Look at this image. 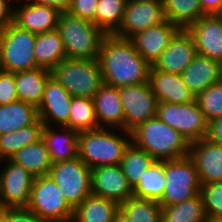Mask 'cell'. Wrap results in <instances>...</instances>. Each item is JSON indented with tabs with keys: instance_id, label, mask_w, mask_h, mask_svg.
Listing matches in <instances>:
<instances>
[{
	"instance_id": "36",
	"label": "cell",
	"mask_w": 222,
	"mask_h": 222,
	"mask_svg": "<svg viewBox=\"0 0 222 222\" xmlns=\"http://www.w3.org/2000/svg\"><path fill=\"white\" fill-rule=\"evenodd\" d=\"M154 159L146 151L137 148L132 142L125 149L120 161L122 172L132 188L151 165Z\"/></svg>"
},
{
	"instance_id": "28",
	"label": "cell",
	"mask_w": 222,
	"mask_h": 222,
	"mask_svg": "<svg viewBox=\"0 0 222 222\" xmlns=\"http://www.w3.org/2000/svg\"><path fill=\"white\" fill-rule=\"evenodd\" d=\"M34 55L37 65L48 70L66 58L63 40L57 29L36 34Z\"/></svg>"
},
{
	"instance_id": "25",
	"label": "cell",
	"mask_w": 222,
	"mask_h": 222,
	"mask_svg": "<svg viewBox=\"0 0 222 222\" xmlns=\"http://www.w3.org/2000/svg\"><path fill=\"white\" fill-rule=\"evenodd\" d=\"M51 76V70L35 68L15 73V87L18 100L39 107L45 84Z\"/></svg>"
},
{
	"instance_id": "2",
	"label": "cell",
	"mask_w": 222,
	"mask_h": 222,
	"mask_svg": "<svg viewBox=\"0 0 222 222\" xmlns=\"http://www.w3.org/2000/svg\"><path fill=\"white\" fill-rule=\"evenodd\" d=\"M131 142L154 160L169 161L189 156L190 143L157 116L131 131Z\"/></svg>"
},
{
	"instance_id": "44",
	"label": "cell",
	"mask_w": 222,
	"mask_h": 222,
	"mask_svg": "<svg viewBox=\"0 0 222 222\" xmlns=\"http://www.w3.org/2000/svg\"><path fill=\"white\" fill-rule=\"evenodd\" d=\"M9 0H0V28L3 29L13 22L14 8Z\"/></svg>"
},
{
	"instance_id": "31",
	"label": "cell",
	"mask_w": 222,
	"mask_h": 222,
	"mask_svg": "<svg viewBox=\"0 0 222 222\" xmlns=\"http://www.w3.org/2000/svg\"><path fill=\"white\" fill-rule=\"evenodd\" d=\"M165 188L164 161L154 160L133 187L135 197L159 201Z\"/></svg>"
},
{
	"instance_id": "22",
	"label": "cell",
	"mask_w": 222,
	"mask_h": 222,
	"mask_svg": "<svg viewBox=\"0 0 222 222\" xmlns=\"http://www.w3.org/2000/svg\"><path fill=\"white\" fill-rule=\"evenodd\" d=\"M99 128L125 130V118L119 90L115 86L103 84L93 97ZM121 128V129H120Z\"/></svg>"
},
{
	"instance_id": "26",
	"label": "cell",
	"mask_w": 222,
	"mask_h": 222,
	"mask_svg": "<svg viewBox=\"0 0 222 222\" xmlns=\"http://www.w3.org/2000/svg\"><path fill=\"white\" fill-rule=\"evenodd\" d=\"M119 210L115 201L91 194L74 209L72 222H114Z\"/></svg>"
},
{
	"instance_id": "20",
	"label": "cell",
	"mask_w": 222,
	"mask_h": 222,
	"mask_svg": "<svg viewBox=\"0 0 222 222\" xmlns=\"http://www.w3.org/2000/svg\"><path fill=\"white\" fill-rule=\"evenodd\" d=\"M189 157L193 160L201 184L222 182V146L207 138L190 143Z\"/></svg>"
},
{
	"instance_id": "43",
	"label": "cell",
	"mask_w": 222,
	"mask_h": 222,
	"mask_svg": "<svg viewBox=\"0 0 222 222\" xmlns=\"http://www.w3.org/2000/svg\"><path fill=\"white\" fill-rule=\"evenodd\" d=\"M206 138L209 141L222 146V117L209 122Z\"/></svg>"
},
{
	"instance_id": "19",
	"label": "cell",
	"mask_w": 222,
	"mask_h": 222,
	"mask_svg": "<svg viewBox=\"0 0 222 222\" xmlns=\"http://www.w3.org/2000/svg\"><path fill=\"white\" fill-rule=\"evenodd\" d=\"M179 30L177 25L166 20L162 24L134 34L130 40L138 54L152 66Z\"/></svg>"
},
{
	"instance_id": "37",
	"label": "cell",
	"mask_w": 222,
	"mask_h": 222,
	"mask_svg": "<svg viewBox=\"0 0 222 222\" xmlns=\"http://www.w3.org/2000/svg\"><path fill=\"white\" fill-rule=\"evenodd\" d=\"M127 0H98L96 8V26L106 34H113L124 16Z\"/></svg>"
},
{
	"instance_id": "6",
	"label": "cell",
	"mask_w": 222,
	"mask_h": 222,
	"mask_svg": "<svg viewBox=\"0 0 222 222\" xmlns=\"http://www.w3.org/2000/svg\"><path fill=\"white\" fill-rule=\"evenodd\" d=\"M165 188L158 201L161 207L181 203L200 193L201 183L193 160L187 156L164 161Z\"/></svg>"
},
{
	"instance_id": "51",
	"label": "cell",
	"mask_w": 222,
	"mask_h": 222,
	"mask_svg": "<svg viewBox=\"0 0 222 222\" xmlns=\"http://www.w3.org/2000/svg\"><path fill=\"white\" fill-rule=\"evenodd\" d=\"M218 15L222 18V9H221L220 12L218 13Z\"/></svg>"
},
{
	"instance_id": "47",
	"label": "cell",
	"mask_w": 222,
	"mask_h": 222,
	"mask_svg": "<svg viewBox=\"0 0 222 222\" xmlns=\"http://www.w3.org/2000/svg\"><path fill=\"white\" fill-rule=\"evenodd\" d=\"M114 222H131L125 214H123L120 210L116 213V217Z\"/></svg>"
},
{
	"instance_id": "14",
	"label": "cell",
	"mask_w": 222,
	"mask_h": 222,
	"mask_svg": "<svg viewBox=\"0 0 222 222\" xmlns=\"http://www.w3.org/2000/svg\"><path fill=\"white\" fill-rule=\"evenodd\" d=\"M92 195L107 198L119 205L134 196L133 188L120 165H103L91 169Z\"/></svg>"
},
{
	"instance_id": "34",
	"label": "cell",
	"mask_w": 222,
	"mask_h": 222,
	"mask_svg": "<svg viewBox=\"0 0 222 222\" xmlns=\"http://www.w3.org/2000/svg\"><path fill=\"white\" fill-rule=\"evenodd\" d=\"M68 128L78 133L99 128L93 99L85 97L72 98Z\"/></svg>"
},
{
	"instance_id": "27",
	"label": "cell",
	"mask_w": 222,
	"mask_h": 222,
	"mask_svg": "<svg viewBox=\"0 0 222 222\" xmlns=\"http://www.w3.org/2000/svg\"><path fill=\"white\" fill-rule=\"evenodd\" d=\"M38 119V109L30 103L17 100L0 105V135L27 127Z\"/></svg>"
},
{
	"instance_id": "32",
	"label": "cell",
	"mask_w": 222,
	"mask_h": 222,
	"mask_svg": "<svg viewBox=\"0 0 222 222\" xmlns=\"http://www.w3.org/2000/svg\"><path fill=\"white\" fill-rule=\"evenodd\" d=\"M200 193L175 205L162 207V222H207Z\"/></svg>"
},
{
	"instance_id": "49",
	"label": "cell",
	"mask_w": 222,
	"mask_h": 222,
	"mask_svg": "<svg viewBox=\"0 0 222 222\" xmlns=\"http://www.w3.org/2000/svg\"><path fill=\"white\" fill-rule=\"evenodd\" d=\"M207 222H222V217H220V218H208Z\"/></svg>"
},
{
	"instance_id": "35",
	"label": "cell",
	"mask_w": 222,
	"mask_h": 222,
	"mask_svg": "<svg viewBox=\"0 0 222 222\" xmlns=\"http://www.w3.org/2000/svg\"><path fill=\"white\" fill-rule=\"evenodd\" d=\"M120 211L131 222H162V207L154 200L132 196L120 204Z\"/></svg>"
},
{
	"instance_id": "4",
	"label": "cell",
	"mask_w": 222,
	"mask_h": 222,
	"mask_svg": "<svg viewBox=\"0 0 222 222\" xmlns=\"http://www.w3.org/2000/svg\"><path fill=\"white\" fill-rule=\"evenodd\" d=\"M121 137L107 128L78 133V157L91 169L103 165H120L125 149L131 143V132ZM128 139V140H127Z\"/></svg>"
},
{
	"instance_id": "13",
	"label": "cell",
	"mask_w": 222,
	"mask_h": 222,
	"mask_svg": "<svg viewBox=\"0 0 222 222\" xmlns=\"http://www.w3.org/2000/svg\"><path fill=\"white\" fill-rule=\"evenodd\" d=\"M0 173V209L27 207L34 176L10 158Z\"/></svg>"
},
{
	"instance_id": "42",
	"label": "cell",
	"mask_w": 222,
	"mask_h": 222,
	"mask_svg": "<svg viewBox=\"0 0 222 222\" xmlns=\"http://www.w3.org/2000/svg\"><path fill=\"white\" fill-rule=\"evenodd\" d=\"M8 222H46L27 207L8 208Z\"/></svg>"
},
{
	"instance_id": "8",
	"label": "cell",
	"mask_w": 222,
	"mask_h": 222,
	"mask_svg": "<svg viewBox=\"0 0 222 222\" xmlns=\"http://www.w3.org/2000/svg\"><path fill=\"white\" fill-rule=\"evenodd\" d=\"M27 208L46 222H72L74 215L50 175L34 178Z\"/></svg>"
},
{
	"instance_id": "40",
	"label": "cell",
	"mask_w": 222,
	"mask_h": 222,
	"mask_svg": "<svg viewBox=\"0 0 222 222\" xmlns=\"http://www.w3.org/2000/svg\"><path fill=\"white\" fill-rule=\"evenodd\" d=\"M98 0H71L67 12L71 15L91 21L96 25Z\"/></svg>"
},
{
	"instance_id": "39",
	"label": "cell",
	"mask_w": 222,
	"mask_h": 222,
	"mask_svg": "<svg viewBox=\"0 0 222 222\" xmlns=\"http://www.w3.org/2000/svg\"><path fill=\"white\" fill-rule=\"evenodd\" d=\"M200 195L207 218L222 217V182L201 184Z\"/></svg>"
},
{
	"instance_id": "18",
	"label": "cell",
	"mask_w": 222,
	"mask_h": 222,
	"mask_svg": "<svg viewBox=\"0 0 222 222\" xmlns=\"http://www.w3.org/2000/svg\"><path fill=\"white\" fill-rule=\"evenodd\" d=\"M14 8L13 23L19 28L34 34H41L57 29L60 11L52 6L32 1Z\"/></svg>"
},
{
	"instance_id": "12",
	"label": "cell",
	"mask_w": 222,
	"mask_h": 222,
	"mask_svg": "<svg viewBox=\"0 0 222 222\" xmlns=\"http://www.w3.org/2000/svg\"><path fill=\"white\" fill-rule=\"evenodd\" d=\"M165 21L163 0H127L120 27L113 34L130 39L134 34Z\"/></svg>"
},
{
	"instance_id": "41",
	"label": "cell",
	"mask_w": 222,
	"mask_h": 222,
	"mask_svg": "<svg viewBox=\"0 0 222 222\" xmlns=\"http://www.w3.org/2000/svg\"><path fill=\"white\" fill-rule=\"evenodd\" d=\"M15 73L0 69V105L17 101Z\"/></svg>"
},
{
	"instance_id": "52",
	"label": "cell",
	"mask_w": 222,
	"mask_h": 222,
	"mask_svg": "<svg viewBox=\"0 0 222 222\" xmlns=\"http://www.w3.org/2000/svg\"><path fill=\"white\" fill-rule=\"evenodd\" d=\"M221 80H222V64H221Z\"/></svg>"
},
{
	"instance_id": "24",
	"label": "cell",
	"mask_w": 222,
	"mask_h": 222,
	"mask_svg": "<svg viewBox=\"0 0 222 222\" xmlns=\"http://www.w3.org/2000/svg\"><path fill=\"white\" fill-rule=\"evenodd\" d=\"M60 128H63V133L57 132L50 125H44L42 129V139L52 164L78 157V132L66 126Z\"/></svg>"
},
{
	"instance_id": "10",
	"label": "cell",
	"mask_w": 222,
	"mask_h": 222,
	"mask_svg": "<svg viewBox=\"0 0 222 222\" xmlns=\"http://www.w3.org/2000/svg\"><path fill=\"white\" fill-rule=\"evenodd\" d=\"M156 116L180 132L189 143L207 137L209 122L196 100L185 104L158 103Z\"/></svg>"
},
{
	"instance_id": "3",
	"label": "cell",
	"mask_w": 222,
	"mask_h": 222,
	"mask_svg": "<svg viewBox=\"0 0 222 222\" xmlns=\"http://www.w3.org/2000/svg\"><path fill=\"white\" fill-rule=\"evenodd\" d=\"M57 30L69 59H98L102 42L107 35L89 20L61 12Z\"/></svg>"
},
{
	"instance_id": "9",
	"label": "cell",
	"mask_w": 222,
	"mask_h": 222,
	"mask_svg": "<svg viewBox=\"0 0 222 222\" xmlns=\"http://www.w3.org/2000/svg\"><path fill=\"white\" fill-rule=\"evenodd\" d=\"M49 175L73 209L92 194L91 168L79 157L53 163Z\"/></svg>"
},
{
	"instance_id": "30",
	"label": "cell",
	"mask_w": 222,
	"mask_h": 222,
	"mask_svg": "<svg viewBox=\"0 0 222 222\" xmlns=\"http://www.w3.org/2000/svg\"><path fill=\"white\" fill-rule=\"evenodd\" d=\"M44 124L38 119L22 129L0 135V161L10 158L18 150L42 138Z\"/></svg>"
},
{
	"instance_id": "29",
	"label": "cell",
	"mask_w": 222,
	"mask_h": 222,
	"mask_svg": "<svg viewBox=\"0 0 222 222\" xmlns=\"http://www.w3.org/2000/svg\"><path fill=\"white\" fill-rule=\"evenodd\" d=\"M10 159L16 164L21 165L35 178L49 175L52 166L49 152L42 138L33 144L24 146L13 154Z\"/></svg>"
},
{
	"instance_id": "23",
	"label": "cell",
	"mask_w": 222,
	"mask_h": 222,
	"mask_svg": "<svg viewBox=\"0 0 222 222\" xmlns=\"http://www.w3.org/2000/svg\"><path fill=\"white\" fill-rule=\"evenodd\" d=\"M187 87L195 96L221 80V64L197 54L181 73Z\"/></svg>"
},
{
	"instance_id": "38",
	"label": "cell",
	"mask_w": 222,
	"mask_h": 222,
	"mask_svg": "<svg viewBox=\"0 0 222 222\" xmlns=\"http://www.w3.org/2000/svg\"><path fill=\"white\" fill-rule=\"evenodd\" d=\"M199 109L208 122L222 117V80L209 86L196 96Z\"/></svg>"
},
{
	"instance_id": "21",
	"label": "cell",
	"mask_w": 222,
	"mask_h": 222,
	"mask_svg": "<svg viewBox=\"0 0 222 222\" xmlns=\"http://www.w3.org/2000/svg\"><path fill=\"white\" fill-rule=\"evenodd\" d=\"M149 84L158 103L185 104L196 100L181 75L157 71L151 66Z\"/></svg>"
},
{
	"instance_id": "1",
	"label": "cell",
	"mask_w": 222,
	"mask_h": 222,
	"mask_svg": "<svg viewBox=\"0 0 222 222\" xmlns=\"http://www.w3.org/2000/svg\"><path fill=\"white\" fill-rule=\"evenodd\" d=\"M97 60L104 84L118 88L149 82L151 65L138 54L128 38L107 34Z\"/></svg>"
},
{
	"instance_id": "7",
	"label": "cell",
	"mask_w": 222,
	"mask_h": 222,
	"mask_svg": "<svg viewBox=\"0 0 222 222\" xmlns=\"http://www.w3.org/2000/svg\"><path fill=\"white\" fill-rule=\"evenodd\" d=\"M36 34L13 22L3 28L0 69L12 73L38 68L34 55Z\"/></svg>"
},
{
	"instance_id": "48",
	"label": "cell",
	"mask_w": 222,
	"mask_h": 222,
	"mask_svg": "<svg viewBox=\"0 0 222 222\" xmlns=\"http://www.w3.org/2000/svg\"><path fill=\"white\" fill-rule=\"evenodd\" d=\"M0 222H8V208L0 209Z\"/></svg>"
},
{
	"instance_id": "33",
	"label": "cell",
	"mask_w": 222,
	"mask_h": 222,
	"mask_svg": "<svg viewBox=\"0 0 222 222\" xmlns=\"http://www.w3.org/2000/svg\"><path fill=\"white\" fill-rule=\"evenodd\" d=\"M166 20L186 29L203 15L200 0H163Z\"/></svg>"
},
{
	"instance_id": "16",
	"label": "cell",
	"mask_w": 222,
	"mask_h": 222,
	"mask_svg": "<svg viewBox=\"0 0 222 222\" xmlns=\"http://www.w3.org/2000/svg\"><path fill=\"white\" fill-rule=\"evenodd\" d=\"M196 55L192 36L186 29H180L152 67L157 71L181 75Z\"/></svg>"
},
{
	"instance_id": "45",
	"label": "cell",
	"mask_w": 222,
	"mask_h": 222,
	"mask_svg": "<svg viewBox=\"0 0 222 222\" xmlns=\"http://www.w3.org/2000/svg\"><path fill=\"white\" fill-rule=\"evenodd\" d=\"M205 15L218 14L222 9V0H200Z\"/></svg>"
},
{
	"instance_id": "50",
	"label": "cell",
	"mask_w": 222,
	"mask_h": 222,
	"mask_svg": "<svg viewBox=\"0 0 222 222\" xmlns=\"http://www.w3.org/2000/svg\"><path fill=\"white\" fill-rule=\"evenodd\" d=\"M3 29L0 28V61H1V38Z\"/></svg>"
},
{
	"instance_id": "11",
	"label": "cell",
	"mask_w": 222,
	"mask_h": 222,
	"mask_svg": "<svg viewBox=\"0 0 222 222\" xmlns=\"http://www.w3.org/2000/svg\"><path fill=\"white\" fill-rule=\"evenodd\" d=\"M122 102L125 131L156 117L158 101L149 82L118 87Z\"/></svg>"
},
{
	"instance_id": "15",
	"label": "cell",
	"mask_w": 222,
	"mask_h": 222,
	"mask_svg": "<svg viewBox=\"0 0 222 222\" xmlns=\"http://www.w3.org/2000/svg\"><path fill=\"white\" fill-rule=\"evenodd\" d=\"M186 30L193 38L197 54L222 64V18L218 14L203 15Z\"/></svg>"
},
{
	"instance_id": "17",
	"label": "cell",
	"mask_w": 222,
	"mask_h": 222,
	"mask_svg": "<svg viewBox=\"0 0 222 222\" xmlns=\"http://www.w3.org/2000/svg\"><path fill=\"white\" fill-rule=\"evenodd\" d=\"M72 98L64 87L51 75L45 84L43 97L37 108L39 119L47 126L51 125L50 121H53L59 127H68Z\"/></svg>"
},
{
	"instance_id": "46",
	"label": "cell",
	"mask_w": 222,
	"mask_h": 222,
	"mask_svg": "<svg viewBox=\"0 0 222 222\" xmlns=\"http://www.w3.org/2000/svg\"><path fill=\"white\" fill-rule=\"evenodd\" d=\"M34 3L49 5L57 8L60 12L67 11L71 0H31Z\"/></svg>"
},
{
	"instance_id": "5",
	"label": "cell",
	"mask_w": 222,
	"mask_h": 222,
	"mask_svg": "<svg viewBox=\"0 0 222 222\" xmlns=\"http://www.w3.org/2000/svg\"><path fill=\"white\" fill-rule=\"evenodd\" d=\"M51 75L72 97L93 99L104 84L97 59L65 58L51 70Z\"/></svg>"
}]
</instances>
